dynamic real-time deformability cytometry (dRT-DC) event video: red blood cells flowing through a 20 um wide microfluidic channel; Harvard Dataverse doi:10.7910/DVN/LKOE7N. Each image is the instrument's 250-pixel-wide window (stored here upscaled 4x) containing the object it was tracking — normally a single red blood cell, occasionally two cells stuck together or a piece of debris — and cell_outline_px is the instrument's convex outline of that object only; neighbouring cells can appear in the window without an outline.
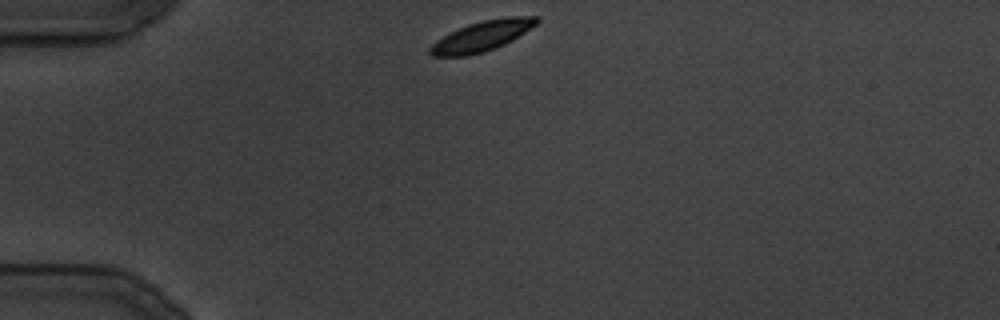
{"species": "common noctule bat (a hibernating species)", "species_latin": "Nyctalus noctula", "temperature_condition": "cold", "stored_images_in_passage": 27, "camera_frame_rate_fps": 3000, "um_per_image_px": 0.085, "animal": {"sex": "male", "body_mass_g": 19.5, "forearm_length_mm": 54.6}, "frame": {"image": 1, "passage_image": 1, "time_ms": 0.0, "image_size_px": [1000, 320], "cell_outline_px": [[540, 20], [536, 24], [512, 40], [504, 44], [484, 52], [468, 56], [432, 56], [428, 52], [428, 48], [436, 40], [468, 24], [484, 20], [508, 16], [540, 16]], "centroid_in_image_um": [40.97, 3.07], "position_along_channel_um": 44.0, "area_um2": 18.61}}
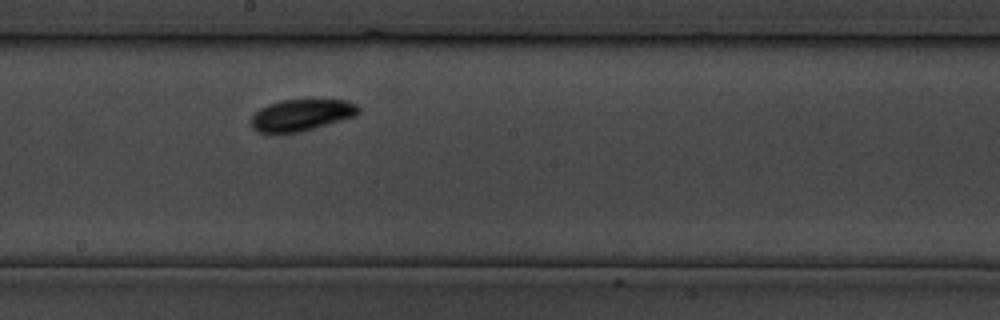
{"frame": {"image": 2, "passage_image": 12, "time_ms": 13.667, "image_size_px": [1000, 320], "cell_outline_px": [[360, 112], [356, 116], [300, 132], [272, 136], [256, 132], [252, 128], [248, 120], [260, 108], [268, 104], [280, 100], [348, 100], [356, 104], [360, 108]], "centroid_in_image_um": [25.54, 9.82], "position_along_channel_um": 222.7, "area_um2": 20.46}}
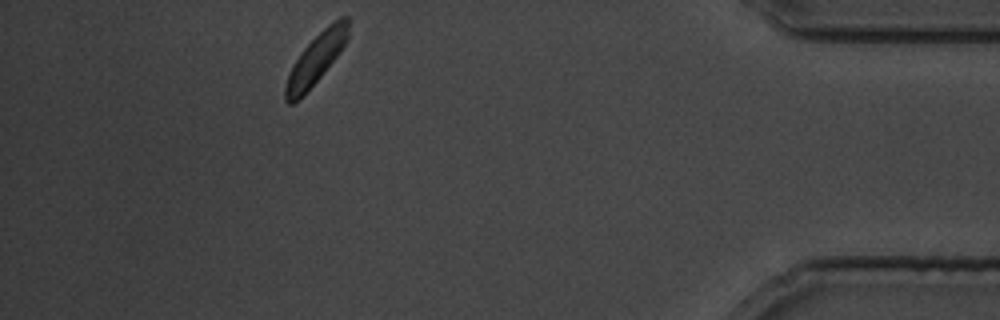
{"frame": {"image": 3, "passage_image": 24, "time_ms": 28.667, "image_size_px": [1000, 320], "cell_outline_px": [[352, 20], [348, 40], [336, 56], [320, 76], [292, 104], [288, 104], [284, 100], [284, 88], [288, 72], [300, 52], [328, 24], [340, 16], [348, 16]], "centroid_in_image_um": [26.89, 4.92], "position_along_channel_um": 408.3, "area_um2": 18.26}}